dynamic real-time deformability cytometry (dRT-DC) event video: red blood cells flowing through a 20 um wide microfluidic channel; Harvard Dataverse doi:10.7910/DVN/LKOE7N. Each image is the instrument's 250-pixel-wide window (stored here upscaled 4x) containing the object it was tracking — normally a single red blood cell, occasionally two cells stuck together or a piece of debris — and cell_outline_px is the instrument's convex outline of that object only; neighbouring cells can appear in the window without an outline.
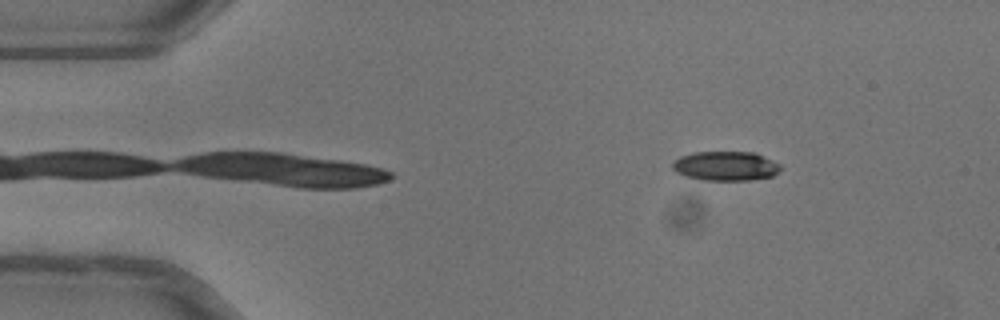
{"species": "common noctule bat (a hibernating species)", "species_latin": "Nyctalus noctula", "temperature_condition": "warm", "stored_images_in_passage": 11, "camera_frame_rate_fps": 3000, "um_per_image_px": 0.085, "animal": {"sex": "female"}, "frame": {"image": 1, "passage_image": 2, "time_ms": 0.333, "image_size_px": [1000, 320], "cell_outline_px": [[784, 168], [780, 172], [772, 176], [752, 180], [704, 180], [684, 176], [676, 172], [672, 168], [672, 160], [680, 156], [696, 152], [756, 152], [780, 164]], "centroid_in_image_um": [61.7, 14.11], "position_along_channel_um": 23.3, "area_um2": 18.79}}
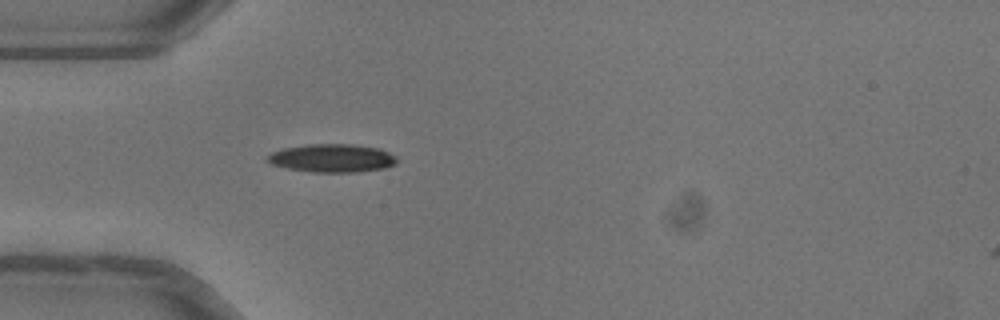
{"frame": {"image": 2, "passage_image": 10, "time_ms": 3.0, "image_size_px": [1000, 320], "cell_outline_px": [[396, 164], [384, 168], [356, 172], [312, 172], [288, 168], [272, 164], [264, 160], [272, 152], [284, 148], [308, 144], [352, 144], [380, 148], [396, 156]], "centroid_in_image_um": [28.23, 13.44], "position_along_channel_um": 56.8, "area_um2": 21.27}}